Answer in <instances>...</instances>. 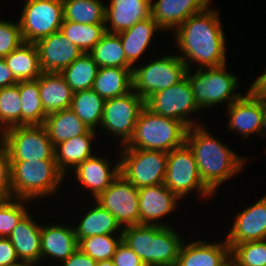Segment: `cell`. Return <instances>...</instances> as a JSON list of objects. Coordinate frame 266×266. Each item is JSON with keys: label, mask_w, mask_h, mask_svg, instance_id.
Masks as SVG:
<instances>
[{"label": "cell", "mask_w": 266, "mask_h": 266, "mask_svg": "<svg viewBox=\"0 0 266 266\" xmlns=\"http://www.w3.org/2000/svg\"><path fill=\"white\" fill-rule=\"evenodd\" d=\"M219 14L210 5L206 10L190 16L174 30L175 46L181 54L177 52L178 56L187 69L195 63L199 69L226 65L227 37Z\"/></svg>", "instance_id": "cell-1"}, {"label": "cell", "mask_w": 266, "mask_h": 266, "mask_svg": "<svg viewBox=\"0 0 266 266\" xmlns=\"http://www.w3.org/2000/svg\"><path fill=\"white\" fill-rule=\"evenodd\" d=\"M206 129L202 124L189 127L185 143L193 152L202 182L216 195L222 183L242 171L247 157L237 154Z\"/></svg>", "instance_id": "cell-2"}, {"label": "cell", "mask_w": 266, "mask_h": 266, "mask_svg": "<svg viewBox=\"0 0 266 266\" xmlns=\"http://www.w3.org/2000/svg\"><path fill=\"white\" fill-rule=\"evenodd\" d=\"M157 225H133L123 228L122 241L146 266H176L183 243L175 228Z\"/></svg>", "instance_id": "cell-3"}, {"label": "cell", "mask_w": 266, "mask_h": 266, "mask_svg": "<svg viewBox=\"0 0 266 266\" xmlns=\"http://www.w3.org/2000/svg\"><path fill=\"white\" fill-rule=\"evenodd\" d=\"M10 162L12 197L39 201L60 194L58 189L67 176L59 170L56 160Z\"/></svg>", "instance_id": "cell-4"}, {"label": "cell", "mask_w": 266, "mask_h": 266, "mask_svg": "<svg viewBox=\"0 0 266 266\" xmlns=\"http://www.w3.org/2000/svg\"><path fill=\"white\" fill-rule=\"evenodd\" d=\"M187 131L183 122L155 114L145 106L131 139L121 148L170 152L185 144Z\"/></svg>", "instance_id": "cell-5"}, {"label": "cell", "mask_w": 266, "mask_h": 266, "mask_svg": "<svg viewBox=\"0 0 266 266\" xmlns=\"http://www.w3.org/2000/svg\"><path fill=\"white\" fill-rule=\"evenodd\" d=\"M227 67V65H223L213 68H196L195 71H192V66L187 69L186 76L201 111L227 102L226 108L243 95V93L237 92L238 75L229 72Z\"/></svg>", "instance_id": "cell-6"}, {"label": "cell", "mask_w": 266, "mask_h": 266, "mask_svg": "<svg viewBox=\"0 0 266 266\" xmlns=\"http://www.w3.org/2000/svg\"><path fill=\"white\" fill-rule=\"evenodd\" d=\"M186 73L184 61L174 53H167L159 59L151 60L150 63L133 67V90L146 101L153 93L181 81Z\"/></svg>", "instance_id": "cell-7"}, {"label": "cell", "mask_w": 266, "mask_h": 266, "mask_svg": "<svg viewBox=\"0 0 266 266\" xmlns=\"http://www.w3.org/2000/svg\"><path fill=\"white\" fill-rule=\"evenodd\" d=\"M163 184L180 200L191 192H197L202 199L207 197L206 200L215 195L202 182L193 152L186 143L168 152Z\"/></svg>", "instance_id": "cell-8"}, {"label": "cell", "mask_w": 266, "mask_h": 266, "mask_svg": "<svg viewBox=\"0 0 266 266\" xmlns=\"http://www.w3.org/2000/svg\"><path fill=\"white\" fill-rule=\"evenodd\" d=\"M4 142L10 161L55 160V147L43 125H21L6 129Z\"/></svg>", "instance_id": "cell-9"}, {"label": "cell", "mask_w": 266, "mask_h": 266, "mask_svg": "<svg viewBox=\"0 0 266 266\" xmlns=\"http://www.w3.org/2000/svg\"><path fill=\"white\" fill-rule=\"evenodd\" d=\"M119 154L120 174L135 187H149L164 182L168 152L122 149Z\"/></svg>", "instance_id": "cell-10"}, {"label": "cell", "mask_w": 266, "mask_h": 266, "mask_svg": "<svg viewBox=\"0 0 266 266\" xmlns=\"http://www.w3.org/2000/svg\"><path fill=\"white\" fill-rule=\"evenodd\" d=\"M145 100L134 90L125 95L105 100L100 128L108 136L117 137L125 146L131 139ZM107 132V133H106Z\"/></svg>", "instance_id": "cell-11"}, {"label": "cell", "mask_w": 266, "mask_h": 266, "mask_svg": "<svg viewBox=\"0 0 266 266\" xmlns=\"http://www.w3.org/2000/svg\"><path fill=\"white\" fill-rule=\"evenodd\" d=\"M19 26L24 42L39 39L60 31L64 20L62 0H25Z\"/></svg>", "instance_id": "cell-12"}, {"label": "cell", "mask_w": 266, "mask_h": 266, "mask_svg": "<svg viewBox=\"0 0 266 266\" xmlns=\"http://www.w3.org/2000/svg\"><path fill=\"white\" fill-rule=\"evenodd\" d=\"M145 106L155 114L183 122L188 128L200 125L192 118L194 112H200L201 109L187 76L173 86L153 93L145 101Z\"/></svg>", "instance_id": "cell-13"}, {"label": "cell", "mask_w": 266, "mask_h": 266, "mask_svg": "<svg viewBox=\"0 0 266 266\" xmlns=\"http://www.w3.org/2000/svg\"><path fill=\"white\" fill-rule=\"evenodd\" d=\"M122 228L140 225L138 188L119 174L96 199Z\"/></svg>", "instance_id": "cell-14"}, {"label": "cell", "mask_w": 266, "mask_h": 266, "mask_svg": "<svg viewBox=\"0 0 266 266\" xmlns=\"http://www.w3.org/2000/svg\"><path fill=\"white\" fill-rule=\"evenodd\" d=\"M237 212L233 226L226 232V242L230 249L239 243L266 239V195Z\"/></svg>", "instance_id": "cell-15"}, {"label": "cell", "mask_w": 266, "mask_h": 266, "mask_svg": "<svg viewBox=\"0 0 266 266\" xmlns=\"http://www.w3.org/2000/svg\"><path fill=\"white\" fill-rule=\"evenodd\" d=\"M138 198L140 224L170 226L166 222H161V219L178 209L180 198L175 193L171 192L162 183L156 186L139 188Z\"/></svg>", "instance_id": "cell-16"}, {"label": "cell", "mask_w": 266, "mask_h": 266, "mask_svg": "<svg viewBox=\"0 0 266 266\" xmlns=\"http://www.w3.org/2000/svg\"><path fill=\"white\" fill-rule=\"evenodd\" d=\"M229 131L242 135L243 139L250 135H260L263 114V101L249 89L238 100L226 107Z\"/></svg>", "instance_id": "cell-17"}, {"label": "cell", "mask_w": 266, "mask_h": 266, "mask_svg": "<svg viewBox=\"0 0 266 266\" xmlns=\"http://www.w3.org/2000/svg\"><path fill=\"white\" fill-rule=\"evenodd\" d=\"M35 44L42 72L60 73L83 53L60 31L39 39Z\"/></svg>", "instance_id": "cell-18"}, {"label": "cell", "mask_w": 266, "mask_h": 266, "mask_svg": "<svg viewBox=\"0 0 266 266\" xmlns=\"http://www.w3.org/2000/svg\"><path fill=\"white\" fill-rule=\"evenodd\" d=\"M212 0H151V17L164 33L174 31L190 16L206 10Z\"/></svg>", "instance_id": "cell-19"}, {"label": "cell", "mask_w": 266, "mask_h": 266, "mask_svg": "<svg viewBox=\"0 0 266 266\" xmlns=\"http://www.w3.org/2000/svg\"><path fill=\"white\" fill-rule=\"evenodd\" d=\"M84 160L74 170V177L77 182L91 193L93 199H96L112 181L120 174L119 161H116L114 168L108 158L104 155H97ZM100 156V157H99Z\"/></svg>", "instance_id": "cell-20"}, {"label": "cell", "mask_w": 266, "mask_h": 266, "mask_svg": "<svg viewBox=\"0 0 266 266\" xmlns=\"http://www.w3.org/2000/svg\"><path fill=\"white\" fill-rule=\"evenodd\" d=\"M65 225V226H64ZM55 224V222L41 225V263L50 259L61 263L78 249V241L73 225ZM70 227H69V226ZM48 257V258H47ZM59 261V262H58Z\"/></svg>", "instance_id": "cell-21"}, {"label": "cell", "mask_w": 266, "mask_h": 266, "mask_svg": "<svg viewBox=\"0 0 266 266\" xmlns=\"http://www.w3.org/2000/svg\"><path fill=\"white\" fill-rule=\"evenodd\" d=\"M186 244L183 241L176 266H222L230 259L226 239L208 243L200 238Z\"/></svg>", "instance_id": "cell-22"}, {"label": "cell", "mask_w": 266, "mask_h": 266, "mask_svg": "<svg viewBox=\"0 0 266 266\" xmlns=\"http://www.w3.org/2000/svg\"><path fill=\"white\" fill-rule=\"evenodd\" d=\"M105 30L120 33L151 16V0H107Z\"/></svg>", "instance_id": "cell-23"}, {"label": "cell", "mask_w": 266, "mask_h": 266, "mask_svg": "<svg viewBox=\"0 0 266 266\" xmlns=\"http://www.w3.org/2000/svg\"><path fill=\"white\" fill-rule=\"evenodd\" d=\"M30 211L13 228L8 239L20 261L41 262V225Z\"/></svg>", "instance_id": "cell-24"}, {"label": "cell", "mask_w": 266, "mask_h": 266, "mask_svg": "<svg viewBox=\"0 0 266 266\" xmlns=\"http://www.w3.org/2000/svg\"><path fill=\"white\" fill-rule=\"evenodd\" d=\"M90 129L86 134L73 137L55 146V160L59 170L66 176L84 160L95 155L92 149L98 134ZM94 150V151H93Z\"/></svg>", "instance_id": "cell-25"}, {"label": "cell", "mask_w": 266, "mask_h": 266, "mask_svg": "<svg viewBox=\"0 0 266 266\" xmlns=\"http://www.w3.org/2000/svg\"><path fill=\"white\" fill-rule=\"evenodd\" d=\"M159 30V31H158ZM164 32L150 16L119 34L127 61L134 67L151 46L155 33ZM150 45V46H149Z\"/></svg>", "instance_id": "cell-26"}, {"label": "cell", "mask_w": 266, "mask_h": 266, "mask_svg": "<svg viewBox=\"0 0 266 266\" xmlns=\"http://www.w3.org/2000/svg\"><path fill=\"white\" fill-rule=\"evenodd\" d=\"M38 86L41 104L47 115L70 108L74 92L60 73L42 72Z\"/></svg>", "instance_id": "cell-27"}, {"label": "cell", "mask_w": 266, "mask_h": 266, "mask_svg": "<svg viewBox=\"0 0 266 266\" xmlns=\"http://www.w3.org/2000/svg\"><path fill=\"white\" fill-rule=\"evenodd\" d=\"M92 202L94 207L87 208L77 226L73 224L77 241L94 235H122L123 228L116 218L95 200Z\"/></svg>", "instance_id": "cell-28"}, {"label": "cell", "mask_w": 266, "mask_h": 266, "mask_svg": "<svg viewBox=\"0 0 266 266\" xmlns=\"http://www.w3.org/2000/svg\"><path fill=\"white\" fill-rule=\"evenodd\" d=\"M133 68L99 67L92 89L103 99L119 97L133 90Z\"/></svg>", "instance_id": "cell-29"}, {"label": "cell", "mask_w": 266, "mask_h": 266, "mask_svg": "<svg viewBox=\"0 0 266 266\" xmlns=\"http://www.w3.org/2000/svg\"><path fill=\"white\" fill-rule=\"evenodd\" d=\"M43 126L54 147L63 141L86 134L90 130L71 108L48 114Z\"/></svg>", "instance_id": "cell-30"}, {"label": "cell", "mask_w": 266, "mask_h": 266, "mask_svg": "<svg viewBox=\"0 0 266 266\" xmlns=\"http://www.w3.org/2000/svg\"><path fill=\"white\" fill-rule=\"evenodd\" d=\"M4 60L18 82L35 80L42 73L35 43L23 42L10 52Z\"/></svg>", "instance_id": "cell-31"}, {"label": "cell", "mask_w": 266, "mask_h": 266, "mask_svg": "<svg viewBox=\"0 0 266 266\" xmlns=\"http://www.w3.org/2000/svg\"><path fill=\"white\" fill-rule=\"evenodd\" d=\"M105 99L92 88L73 93L70 108L76 116L92 130H99Z\"/></svg>", "instance_id": "cell-32"}, {"label": "cell", "mask_w": 266, "mask_h": 266, "mask_svg": "<svg viewBox=\"0 0 266 266\" xmlns=\"http://www.w3.org/2000/svg\"><path fill=\"white\" fill-rule=\"evenodd\" d=\"M89 53L99 67L133 68L127 61L118 33L106 31Z\"/></svg>", "instance_id": "cell-33"}, {"label": "cell", "mask_w": 266, "mask_h": 266, "mask_svg": "<svg viewBox=\"0 0 266 266\" xmlns=\"http://www.w3.org/2000/svg\"><path fill=\"white\" fill-rule=\"evenodd\" d=\"M99 66L94 61L90 53L83 52L68 67L63 69L60 74L73 92L91 89Z\"/></svg>", "instance_id": "cell-34"}, {"label": "cell", "mask_w": 266, "mask_h": 266, "mask_svg": "<svg viewBox=\"0 0 266 266\" xmlns=\"http://www.w3.org/2000/svg\"><path fill=\"white\" fill-rule=\"evenodd\" d=\"M18 89L22 106L21 125H43L47 114L41 104L38 78L19 81Z\"/></svg>", "instance_id": "cell-35"}, {"label": "cell", "mask_w": 266, "mask_h": 266, "mask_svg": "<svg viewBox=\"0 0 266 266\" xmlns=\"http://www.w3.org/2000/svg\"><path fill=\"white\" fill-rule=\"evenodd\" d=\"M64 20L81 24H104L105 5L101 0H62Z\"/></svg>", "instance_id": "cell-36"}, {"label": "cell", "mask_w": 266, "mask_h": 266, "mask_svg": "<svg viewBox=\"0 0 266 266\" xmlns=\"http://www.w3.org/2000/svg\"><path fill=\"white\" fill-rule=\"evenodd\" d=\"M60 32L82 52L89 53L106 32L105 24H81L63 20Z\"/></svg>", "instance_id": "cell-37"}, {"label": "cell", "mask_w": 266, "mask_h": 266, "mask_svg": "<svg viewBox=\"0 0 266 266\" xmlns=\"http://www.w3.org/2000/svg\"><path fill=\"white\" fill-rule=\"evenodd\" d=\"M21 108L18 83L0 88V135L10 127L21 126Z\"/></svg>", "instance_id": "cell-38"}, {"label": "cell", "mask_w": 266, "mask_h": 266, "mask_svg": "<svg viewBox=\"0 0 266 266\" xmlns=\"http://www.w3.org/2000/svg\"><path fill=\"white\" fill-rule=\"evenodd\" d=\"M122 240V235H94L78 241V248L97 261L110 260Z\"/></svg>", "instance_id": "cell-39"}, {"label": "cell", "mask_w": 266, "mask_h": 266, "mask_svg": "<svg viewBox=\"0 0 266 266\" xmlns=\"http://www.w3.org/2000/svg\"><path fill=\"white\" fill-rule=\"evenodd\" d=\"M26 202V203H25ZM28 202V203H27ZM30 200L7 198L0 202V237L8 238L13 228L29 212Z\"/></svg>", "instance_id": "cell-40"}, {"label": "cell", "mask_w": 266, "mask_h": 266, "mask_svg": "<svg viewBox=\"0 0 266 266\" xmlns=\"http://www.w3.org/2000/svg\"><path fill=\"white\" fill-rule=\"evenodd\" d=\"M230 258L236 266H266V239L234 245Z\"/></svg>", "instance_id": "cell-41"}, {"label": "cell", "mask_w": 266, "mask_h": 266, "mask_svg": "<svg viewBox=\"0 0 266 266\" xmlns=\"http://www.w3.org/2000/svg\"><path fill=\"white\" fill-rule=\"evenodd\" d=\"M23 42L19 22L0 19V58H5Z\"/></svg>", "instance_id": "cell-42"}, {"label": "cell", "mask_w": 266, "mask_h": 266, "mask_svg": "<svg viewBox=\"0 0 266 266\" xmlns=\"http://www.w3.org/2000/svg\"><path fill=\"white\" fill-rule=\"evenodd\" d=\"M0 196L3 199L12 197L11 162L8 150L0 139Z\"/></svg>", "instance_id": "cell-43"}, {"label": "cell", "mask_w": 266, "mask_h": 266, "mask_svg": "<svg viewBox=\"0 0 266 266\" xmlns=\"http://www.w3.org/2000/svg\"><path fill=\"white\" fill-rule=\"evenodd\" d=\"M112 261L114 266H146L141 258L122 240L117 246Z\"/></svg>", "instance_id": "cell-44"}, {"label": "cell", "mask_w": 266, "mask_h": 266, "mask_svg": "<svg viewBox=\"0 0 266 266\" xmlns=\"http://www.w3.org/2000/svg\"><path fill=\"white\" fill-rule=\"evenodd\" d=\"M19 262L20 259L10 240L0 237V266H12Z\"/></svg>", "instance_id": "cell-45"}, {"label": "cell", "mask_w": 266, "mask_h": 266, "mask_svg": "<svg viewBox=\"0 0 266 266\" xmlns=\"http://www.w3.org/2000/svg\"><path fill=\"white\" fill-rule=\"evenodd\" d=\"M96 261L89 255H86L79 248L71 254L65 261L61 262L60 265L55 266H95Z\"/></svg>", "instance_id": "cell-46"}, {"label": "cell", "mask_w": 266, "mask_h": 266, "mask_svg": "<svg viewBox=\"0 0 266 266\" xmlns=\"http://www.w3.org/2000/svg\"><path fill=\"white\" fill-rule=\"evenodd\" d=\"M12 71L8 68L4 58H0V88L9 87L17 84Z\"/></svg>", "instance_id": "cell-47"}, {"label": "cell", "mask_w": 266, "mask_h": 266, "mask_svg": "<svg viewBox=\"0 0 266 266\" xmlns=\"http://www.w3.org/2000/svg\"><path fill=\"white\" fill-rule=\"evenodd\" d=\"M248 89L259 99L266 102V70L257 77Z\"/></svg>", "instance_id": "cell-48"}, {"label": "cell", "mask_w": 266, "mask_h": 266, "mask_svg": "<svg viewBox=\"0 0 266 266\" xmlns=\"http://www.w3.org/2000/svg\"><path fill=\"white\" fill-rule=\"evenodd\" d=\"M260 136H266V102L263 101V114H262V125L260 130Z\"/></svg>", "instance_id": "cell-49"}, {"label": "cell", "mask_w": 266, "mask_h": 266, "mask_svg": "<svg viewBox=\"0 0 266 266\" xmlns=\"http://www.w3.org/2000/svg\"><path fill=\"white\" fill-rule=\"evenodd\" d=\"M95 266H114L112 259L104 260V261H97Z\"/></svg>", "instance_id": "cell-50"}, {"label": "cell", "mask_w": 266, "mask_h": 266, "mask_svg": "<svg viewBox=\"0 0 266 266\" xmlns=\"http://www.w3.org/2000/svg\"><path fill=\"white\" fill-rule=\"evenodd\" d=\"M35 262H30V261H20L19 263H16L12 266H37Z\"/></svg>", "instance_id": "cell-51"}, {"label": "cell", "mask_w": 266, "mask_h": 266, "mask_svg": "<svg viewBox=\"0 0 266 266\" xmlns=\"http://www.w3.org/2000/svg\"><path fill=\"white\" fill-rule=\"evenodd\" d=\"M222 266H236V263L230 258L226 263Z\"/></svg>", "instance_id": "cell-52"}]
</instances>
